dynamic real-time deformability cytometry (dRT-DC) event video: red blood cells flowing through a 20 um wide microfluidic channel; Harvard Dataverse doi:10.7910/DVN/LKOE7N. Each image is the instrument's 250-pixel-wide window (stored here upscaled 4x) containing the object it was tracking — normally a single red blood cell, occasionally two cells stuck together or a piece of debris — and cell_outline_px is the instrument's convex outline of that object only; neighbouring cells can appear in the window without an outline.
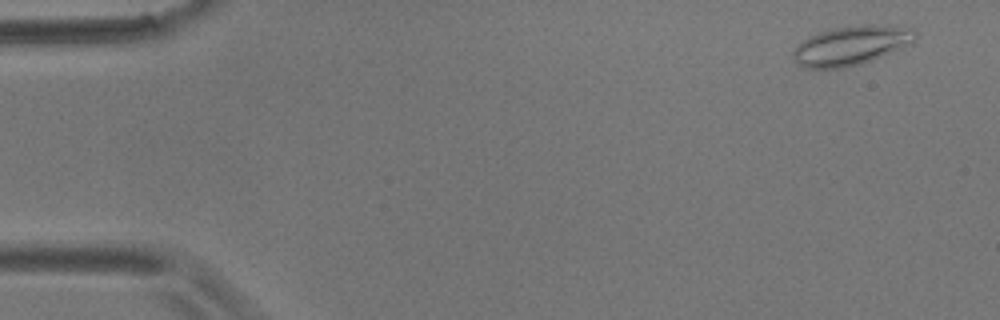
{"species": "common noctule bat (a hibernating species)", "species_latin": "Nyctalus noctula", "temperature_condition": "room temperature", "stored_images_in_passage": 54, "camera_frame_rate_fps": 3000, "um_per_image_px": 0.085, "animal": {"sex": "male", "body_mass_g": 17.9}, "frame": {"image": 1, "passage_image": 3, "time_ms": 0.667, "image_size_px": [1000, 320], "cell_outline_px": [[916, 40], [912, 44], [872, 60], [860, 64], [844, 68], [804, 68], [792, 56], [792, 52], [796, 44], [808, 36], [832, 28], [864, 24], [872, 24], [912, 28], [916, 32]], "centroid_in_image_um": [72.35, 3.86], "position_along_channel_um": 12.7, "area_um2": 28.09}}
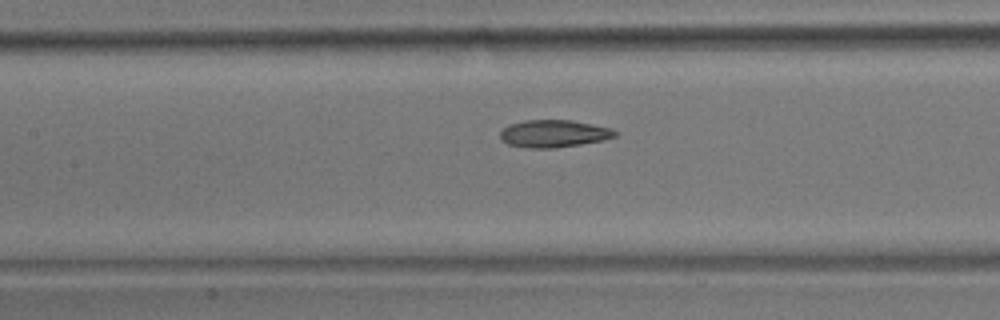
{"frame": {"image": 2, "passage_image": 25, "time_ms": 8.0, "image_size_px": [1000, 320], "cell_outline_px": [[620, 132], [616, 136], [604, 140], [580, 144], [552, 148], [528, 148], [508, 144], [500, 140], [500, 132], [508, 124], [524, 120], [572, 120], [592, 124], [608, 128]], "centroid_in_image_um": [47.05, 11.35], "position_along_channel_um": 160.4, "area_um2": 18.38}}
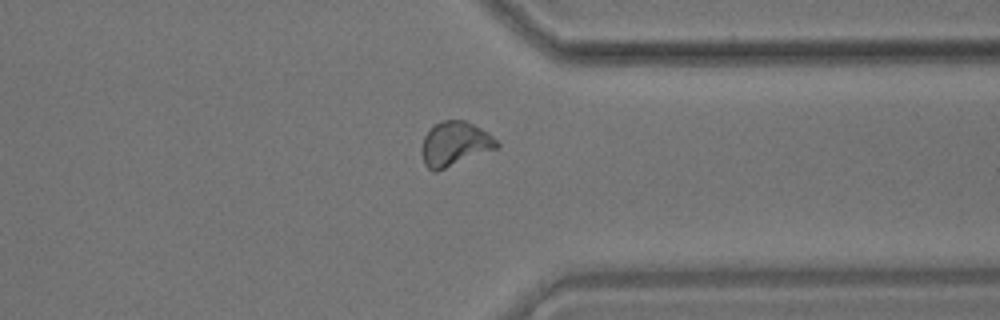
{"frame": {"image": 3, "passage_image": 43, "time_ms": 14.0, "image_size_px": [1000, 320], "cell_outline_px": [[500, 148], [436, 172], [432, 172], [424, 164], [420, 152], [424, 136], [436, 124], [444, 120], [464, 120], [488, 132], [500, 144]], "centroid_in_image_um": [38.67, 12.26], "position_along_channel_um": 372.7, "area_um2": 19.59}}